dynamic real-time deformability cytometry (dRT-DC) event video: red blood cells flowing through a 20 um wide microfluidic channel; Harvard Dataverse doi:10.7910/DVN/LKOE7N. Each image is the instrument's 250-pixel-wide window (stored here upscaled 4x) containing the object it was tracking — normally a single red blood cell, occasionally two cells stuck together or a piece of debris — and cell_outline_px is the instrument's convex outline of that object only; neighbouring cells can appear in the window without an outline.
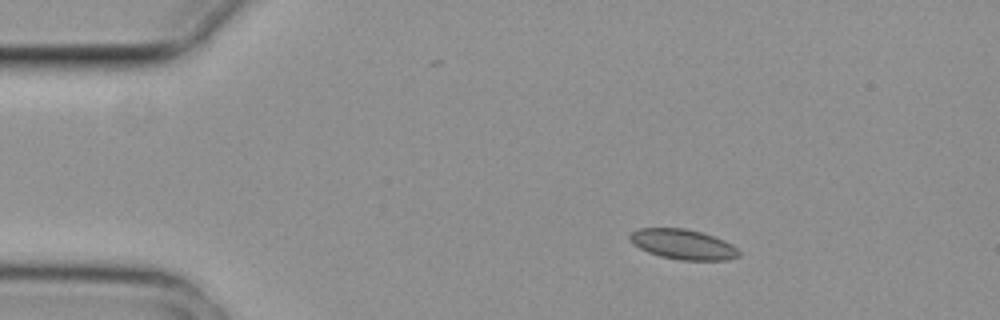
{"species": "common noctule bat (a hibernating species)", "species_latin": "Nyctalus noctula", "temperature_condition": "cold", "stored_images_in_passage": 4, "segment_of_instrument_passage": [1, 2], "camera_frame_rate_fps": 3000, "um_per_image_px": 0.085, "animal": {"sex": "female", "body_mass_g": 29.2, "forearm_length_mm": 56.3}, "frame": {"image": 1, "passage_image": 1, "time_ms": 0.0, "image_size_px": [1000, 320], "cell_outline_px": [[740, 256], [728, 260], [680, 260], [660, 256], [648, 252], [632, 244], [628, 240], [628, 236], [636, 228], [684, 228], [704, 232], [724, 240], [732, 244], [740, 252]], "centroid_in_image_um": [58.04, 20.76], "position_along_channel_um": 27.0, "area_um2": 19.36}}